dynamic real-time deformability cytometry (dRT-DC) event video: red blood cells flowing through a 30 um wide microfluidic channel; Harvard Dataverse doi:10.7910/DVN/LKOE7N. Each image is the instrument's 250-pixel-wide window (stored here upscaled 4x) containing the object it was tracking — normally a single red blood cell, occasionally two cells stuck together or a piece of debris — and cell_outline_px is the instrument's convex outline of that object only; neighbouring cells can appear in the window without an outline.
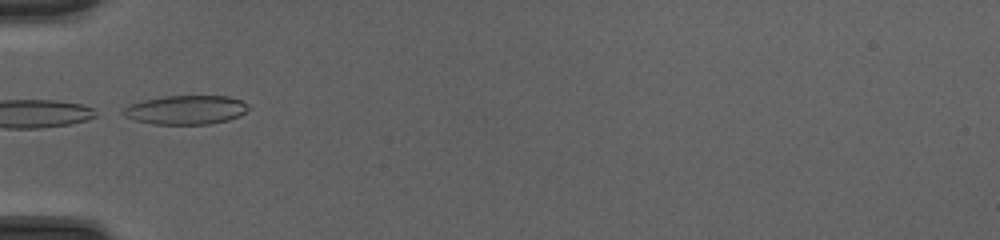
{"species": "common noctule bat (a hibernating species)", "species_latin": "Nyctalus noctula", "temperature_condition": "cold", "stored_images_in_passage": 10, "camera_frame_rate_fps": 3000, "um_per_image_px": 0.085, "animal": {"sex": "female", "body_mass_g": 20.0, "forearm_length_mm": 54.0}, "frame": {"image": 1, "passage_image": 1, "time_ms": 0.0, "image_size_px": [1000, 240], "cell_outline_px": [[252, 108], [240, 116], [228, 120], [208, 124], [152, 124], [136, 120], [124, 116], [120, 112], [128, 104], [144, 100], [164, 96], [228, 96], [240, 100], [248, 104]], "centroid_in_image_um": [15.81, 9.34], "position_along_channel_um": 69.2, "area_um2": 21.33}}
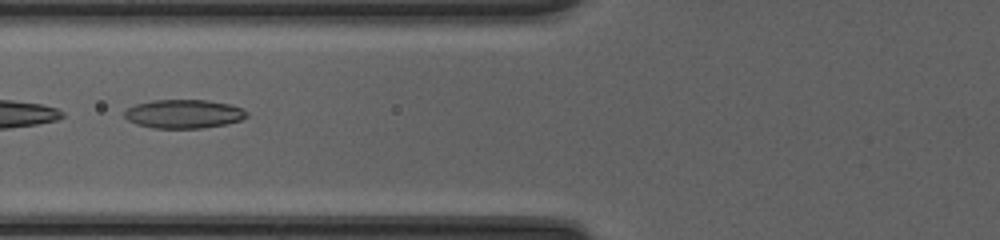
{"frame": {"image": 2, "passage_image": 4, "time_ms": 1.0, "image_size_px": [1000, 240], "cell_outline_px": [[248, 116], [240, 120], [228, 124], [200, 128], [152, 128], [136, 124], [128, 120], [124, 116], [124, 112], [128, 108], [136, 104], [152, 100], [208, 100], [232, 104], [248, 112]], "centroid_in_image_um": [15.63, 9.68], "position_along_channel_um": 110.2, "area_um2": 20.58}}
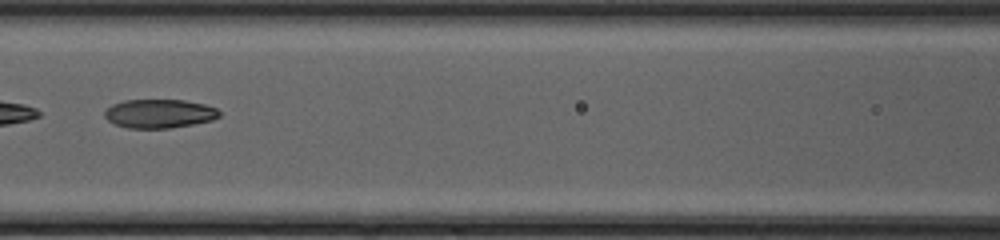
{"frame": {"image": 3, "passage_image": 7, "time_ms": 2.0, "image_size_px": [1000, 240], "cell_outline_px": [[220, 116], [212, 120], [192, 124], [168, 128], [128, 128], [116, 124], [108, 120], [104, 116], [104, 112], [112, 104], [124, 100], [184, 100], [204, 104], [216, 108], [220, 112]], "centroid_in_image_um": [13.54, 9.65], "position_along_channel_um": 153.1, "area_um2": 19.13}}